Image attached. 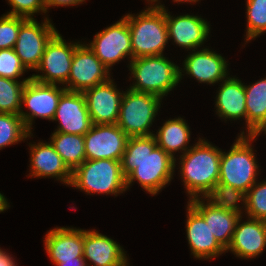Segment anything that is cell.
<instances>
[{
    "mask_svg": "<svg viewBox=\"0 0 266 266\" xmlns=\"http://www.w3.org/2000/svg\"><path fill=\"white\" fill-rule=\"evenodd\" d=\"M176 158L157 146L154 135L132 136L121 159L126 187L137 180L142 188L156 195L173 179Z\"/></svg>",
    "mask_w": 266,
    "mask_h": 266,
    "instance_id": "6da1fadb",
    "label": "cell"
},
{
    "mask_svg": "<svg viewBox=\"0 0 266 266\" xmlns=\"http://www.w3.org/2000/svg\"><path fill=\"white\" fill-rule=\"evenodd\" d=\"M222 150L199 138L190 149L180 155V176L189 200L204 196L219 182Z\"/></svg>",
    "mask_w": 266,
    "mask_h": 266,
    "instance_id": "7a4b0ae2",
    "label": "cell"
},
{
    "mask_svg": "<svg viewBox=\"0 0 266 266\" xmlns=\"http://www.w3.org/2000/svg\"><path fill=\"white\" fill-rule=\"evenodd\" d=\"M138 15L127 14L133 59L143 56L163 55L168 43L165 9L157 8L153 2Z\"/></svg>",
    "mask_w": 266,
    "mask_h": 266,
    "instance_id": "3957f363",
    "label": "cell"
},
{
    "mask_svg": "<svg viewBox=\"0 0 266 266\" xmlns=\"http://www.w3.org/2000/svg\"><path fill=\"white\" fill-rule=\"evenodd\" d=\"M133 80L130 90L151 93L162 99L180 82L179 66L164 55L143 56L129 61Z\"/></svg>",
    "mask_w": 266,
    "mask_h": 266,
    "instance_id": "277c9868",
    "label": "cell"
},
{
    "mask_svg": "<svg viewBox=\"0 0 266 266\" xmlns=\"http://www.w3.org/2000/svg\"><path fill=\"white\" fill-rule=\"evenodd\" d=\"M70 186L89 195L97 193L117 196L127 190L121 161L109 159L85 160L72 171Z\"/></svg>",
    "mask_w": 266,
    "mask_h": 266,
    "instance_id": "5b68a950",
    "label": "cell"
},
{
    "mask_svg": "<svg viewBox=\"0 0 266 266\" xmlns=\"http://www.w3.org/2000/svg\"><path fill=\"white\" fill-rule=\"evenodd\" d=\"M244 133V131L240 133L227 153L221 152L218 183L231 185L247 193L257 182L259 165L252 148L253 140Z\"/></svg>",
    "mask_w": 266,
    "mask_h": 266,
    "instance_id": "8992f818",
    "label": "cell"
},
{
    "mask_svg": "<svg viewBox=\"0 0 266 266\" xmlns=\"http://www.w3.org/2000/svg\"><path fill=\"white\" fill-rule=\"evenodd\" d=\"M160 96L136 92L129 88L124 91L117 125L129 136H149L156 115L161 106Z\"/></svg>",
    "mask_w": 266,
    "mask_h": 266,
    "instance_id": "52a82bcc",
    "label": "cell"
},
{
    "mask_svg": "<svg viewBox=\"0 0 266 266\" xmlns=\"http://www.w3.org/2000/svg\"><path fill=\"white\" fill-rule=\"evenodd\" d=\"M79 43H67L57 32L46 44L40 64L36 68V72L38 70L42 74H33L31 78L41 83L62 84L65 87L69 78L73 54L80 45Z\"/></svg>",
    "mask_w": 266,
    "mask_h": 266,
    "instance_id": "ba28073f",
    "label": "cell"
},
{
    "mask_svg": "<svg viewBox=\"0 0 266 266\" xmlns=\"http://www.w3.org/2000/svg\"><path fill=\"white\" fill-rule=\"evenodd\" d=\"M65 91L64 87L41 83L33 78L26 82L21 105L26 106L30 112L21 110L19 115L30 133L34 118L53 120L61 95Z\"/></svg>",
    "mask_w": 266,
    "mask_h": 266,
    "instance_id": "9c48e42d",
    "label": "cell"
},
{
    "mask_svg": "<svg viewBox=\"0 0 266 266\" xmlns=\"http://www.w3.org/2000/svg\"><path fill=\"white\" fill-rule=\"evenodd\" d=\"M43 21L40 24L35 18H29L21 25L18 33L14 50L27 70H36L46 44L58 32L49 18Z\"/></svg>",
    "mask_w": 266,
    "mask_h": 266,
    "instance_id": "30bf717a",
    "label": "cell"
},
{
    "mask_svg": "<svg viewBox=\"0 0 266 266\" xmlns=\"http://www.w3.org/2000/svg\"><path fill=\"white\" fill-rule=\"evenodd\" d=\"M110 70L125 57L133 59L130 29L127 19H122L97 33L90 44H86Z\"/></svg>",
    "mask_w": 266,
    "mask_h": 266,
    "instance_id": "8fae6325",
    "label": "cell"
},
{
    "mask_svg": "<svg viewBox=\"0 0 266 266\" xmlns=\"http://www.w3.org/2000/svg\"><path fill=\"white\" fill-rule=\"evenodd\" d=\"M128 138L117 124H93L84 135L86 160L121 161Z\"/></svg>",
    "mask_w": 266,
    "mask_h": 266,
    "instance_id": "7c38bea8",
    "label": "cell"
},
{
    "mask_svg": "<svg viewBox=\"0 0 266 266\" xmlns=\"http://www.w3.org/2000/svg\"><path fill=\"white\" fill-rule=\"evenodd\" d=\"M110 78V70L86 44L80 43L73 54L69 78L64 88L68 91L83 92Z\"/></svg>",
    "mask_w": 266,
    "mask_h": 266,
    "instance_id": "4fadbf2b",
    "label": "cell"
},
{
    "mask_svg": "<svg viewBox=\"0 0 266 266\" xmlns=\"http://www.w3.org/2000/svg\"><path fill=\"white\" fill-rule=\"evenodd\" d=\"M116 87L110 78L82 92L92 124H117L124 92Z\"/></svg>",
    "mask_w": 266,
    "mask_h": 266,
    "instance_id": "5bb4252c",
    "label": "cell"
},
{
    "mask_svg": "<svg viewBox=\"0 0 266 266\" xmlns=\"http://www.w3.org/2000/svg\"><path fill=\"white\" fill-rule=\"evenodd\" d=\"M159 9H165V18L168 29V40L173 39L174 44L191 51L199 50L210 32L209 23L195 15H180L173 17L160 1H150ZM157 2V3H156Z\"/></svg>",
    "mask_w": 266,
    "mask_h": 266,
    "instance_id": "9a60e30c",
    "label": "cell"
},
{
    "mask_svg": "<svg viewBox=\"0 0 266 266\" xmlns=\"http://www.w3.org/2000/svg\"><path fill=\"white\" fill-rule=\"evenodd\" d=\"M52 121L59 122L54 132L85 135L93 124L83 93L66 90L61 95Z\"/></svg>",
    "mask_w": 266,
    "mask_h": 266,
    "instance_id": "2e32d148",
    "label": "cell"
},
{
    "mask_svg": "<svg viewBox=\"0 0 266 266\" xmlns=\"http://www.w3.org/2000/svg\"><path fill=\"white\" fill-rule=\"evenodd\" d=\"M191 51L183 61V69L179 68V81L182 80V72L190 75L200 83L215 84L228 77V62L221 54L209 48H199Z\"/></svg>",
    "mask_w": 266,
    "mask_h": 266,
    "instance_id": "e0dca14e",
    "label": "cell"
},
{
    "mask_svg": "<svg viewBox=\"0 0 266 266\" xmlns=\"http://www.w3.org/2000/svg\"><path fill=\"white\" fill-rule=\"evenodd\" d=\"M242 221V216L237 221L230 246V251L242 259L256 258L266 248V221L247 217Z\"/></svg>",
    "mask_w": 266,
    "mask_h": 266,
    "instance_id": "ac0fdd59",
    "label": "cell"
},
{
    "mask_svg": "<svg viewBox=\"0 0 266 266\" xmlns=\"http://www.w3.org/2000/svg\"><path fill=\"white\" fill-rule=\"evenodd\" d=\"M44 239L45 250L54 264L77 261V257H83L84 230L82 229L56 227L48 231Z\"/></svg>",
    "mask_w": 266,
    "mask_h": 266,
    "instance_id": "d6986e66",
    "label": "cell"
},
{
    "mask_svg": "<svg viewBox=\"0 0 266 266\" xmlns=\"http://www.w3.org/2000/svg\"><path fill=\"white\" fill-rule=\"evenodd\" d=\"M83 258L86 266H128L129 264L122 246L96 230H84ZM86 260H89L90 265Z\"/></svg>",
    "mask_w": 266,
    "mask_h": 266,
    "instance_id": "ffe728a7",
    "label": "cell"
},
{
    "mask_svg": "<svg viewBox=\"0 0 266 266\" xmlns=\"http://www.w3.org/2000/svg\"><path fill=\"white\" fill-rule=\"evenodd\" d=\"M186 210V234L191 254L197 259H212L226 252L215 239L209 224L189 203Z\"/></svg>",
    "mask_w": 266,
    "mask_h": 266,
    "instance_id": "44dd1931",
    "label": "cell"
},
{
    "mask_svg": "<svg viewBox=\"0 0 266 266\" xmlns=\"http://www.w3.org/2000/svg\"><path fill=\"white\" fill-rule=\"evenodd\" d=\"M30 145V177H53L70 185L72 171L64 163L50 142L39 141Z\"/></svg>",
    "mask_w": 266,
    "mask_h": 266,
    "instance_id": "7402d4cb",
    "label": "cell"
},
{
    "mask_svg": "<svg viewBox=\"0 0 266 266\" xmlns=\"http://www.w3.org/2000/svg\"><path fill=\"white\" fill-rule=\"evenodd\" d=\"M188 203L204 218L219 244L227 250L230 246L235 227L241 215L215 207L200 198H194Z\"/></svg>",
    "mask_w": 266,
    "mask_h": 266,
    "instance_id": "603a6c76",
    "label": "cell"
},
{
    "mask_svg": "<svg viewBox=\"0 0 266 266\" xmlns=\"http://www.w3.org/2000/svg\"><path fill=\"white\" fill-rule=\"evenodd\" d=\"M221 82L215 101L218 117H222L225 121H227L226 119L237 120L243 118L246 123L244 83L240 79L230 76Z\"/></svg>",
    "mask_w": 266,
    "mask_h": 266,
    "instance_id": "cb8c5ba5",
    "label": "cell"
},
{
    "mask_svg": "<svg viewBox=\"0 0 266 266\" xmlns=\"http://www.w3.org/2000/svg\"><path fill=\"white\" fill-rule=\"evenodd\" d=\"M190 129L186 121L181 118L169 119L158 129L156 134H153L157 146L162 148L166 153L175 158L178 151H182V155L190 149ZM188 145V147H187Z\"/></svg>",
    "mask_w": 266,
    "mask_h": 266,
    "instance_id": "d4e9b609",
    "label": "cell"
},
{
    "mask_svg": "<svg viewBox=\"0 0 266 266\" xmlns=\"http://www.w3.org/2000/svg\"><path fill=\"white\" fill-rule=\"evenodd\" d=\"M50 143L71 171L86 160L84 135L54 132Z\"/></svg>",
    "mask_w": 266,
    "mask_h": 266,
    "instance_id": "484cf974",
    "label": "cell"
},
{
    "mask_svg": "<svg viewBox=\"0 0 266 266\" xmlns=\"http://www.w3.org/2000/svg\"><path fill=\"white\" fill-rule=\"evenodd\" d=\"M245 87L246 134L266 118V77Z\"/></svg>",
    "mask_w": 266,
    "mask_h": 266,
    "instance_id": "4316f807",
    "label": "cell"
},
{
    "mask_svg": "<svg viewBox=\"0 0 266 266\" xmlns=\"http://www.w3.org/2000/svg\"><path fill=\"white\" fill-rule=\"evenodd\" d=\"M201 198L211 207L232 211L241 216L242 208L237 203L242 201V207L246 208V193L227 184L217 183Z\"/></svg>",
    "mask_w": 266,
    "mask_h": 266,
    "instance_id": "83f0119b",
    "label": "cell"
},
{
    "mask_svg": "<svg viewBox=\"0 0 266 266\" xmlns=\"http://www.w3.org/2000/svg\"><path fill=\"white\" fill-rule=\"evenodd\" d=\"M16 81L10 78L0 77V113L18 114L22 110V93L27 81Z\"/></svg>",
    "mask_w": 266,
    "mask_h": 266,
    "instance_id": "f1b7e54d",
    "label": "cell"
},
{
    "mask_svg": "<svg viewBox=\"0 0 266 266\" xmlns=\"http://www.w3.org/2000/svg\"><path fill=\"white\" fill-rule=\"evenodd\" d=\"M20 115L0 113V150L12 144L31 138Z\"/></svg>",
    "mask_w": 266,
    "mask_h": 266,
    "instance_id": "f546056e",
    "label": "cell"
},
{
    "mask_svg": "<svg viewBox=\"0 0 266 266\" xmlns=\"http://www.w3.org/2000/svg\"><path fill=\"white\" fill-rule=\"evenodd\" d=\"M247 28L245 42L266 32V0H247Z\"/></svg>",
    "mask_w": 266,
    "mask_h": 266,
    "instance_id": "4dcf8cb0",
    "label": "cell"
},
{
    "mask_svg": "<svg viewBox=\"0 0 266 266\" xmlns=\"http://www.w3.org/2000/svg\"><path fill=\"white\" fill-rule=\"evenodd\" d=\"M244 210L249 218L266 221V181L256 182L248 190Z\"/></svg>",
    "mask_w": 266,
    "mask_h": 266,
    "instance_id": "1f68e13d",
    "label": "cell"
},
{
    "mask_svg": "<svg viewBox=\"0 0 266 266\" xmlns=\"http://www.w3.org/2000/svg\"><path fill=\"white\" fill-rule=\"evenodd\" d=\"M27 19L9 14L0 17V50L14 48L20 27Z\"/></svg>",
    "mask_w": 266,
    "mask_h": 266,
    "instance_id": "d6a6232c",
    "label": "cell"
},
{
    "mask_svg": "<svg viewBox=\"0 0 266 266\" xmlns=\"http://www.w3.org/2000/svg\"><path fill=\"white\" fill-rule=\"evenodd\" d=\"M26 71L14 48L0 50V77L18 81Z\"/></svg>",
    "mask_w": 266,
    "mask_h": 266,
    "instance_id": "836d02e7",
    "label": "cell"
},
{
    "mask_svg": "<svg viewBox=\"0 0 266 266\" xmlns=\"http://www.w3.org/2000/svg\"><path fill=\"white\" fill-rule=\"evenodd\" d=\"M12 10L7 12L9 15L22 16L25 18H34V14L38 12L45 13L46 0H7Z\"/></svg>",
    "mask_w": 266,
    "mask_h": 266,
    "instance_id": "e575fe53",
    "label": "cell"
},
{
    "mask_svg": "<svg viewBox=\"0 0 266 266\" xmlns=\"http://www.w3.org/2000/svg\"><path fill=\"white\" fill-rule=\"evenodd\" d=\"M86 0H46V9H48L51 6H73V5H79L82 4Z\"/></svg>",
    "mask_w": 266,
    "mask_h": 266,
    "instance_id": "d590c367",
    "label": "cell"
},
{
    "mask_svg": "<svg viewBox=\"0 0 266 266\" xmlns=\"http://www.w3.org/2000/svg\"><path fill=\"white\" fill-rule=\"evenodd\" d=\"M0 266H17L13 257L0 248Z\"/></svg>",
    "mask_w": 266,
    "mask_h": 266,
    "instance_id": "8d00e7d4",
    "label": "cell"
},
{
    "mask_svg": "<svg viewBox=\"0 0 266 266\" xmlns=\"http://www.w3.org/2000/svg\"><path fill=\"white\" fill-rule=\"evenodd\" d=\"M264 131L266 134V118L262 120L255 128L248 134L252 140H255Z\"/></svg>",
    "mask_w": 266,
    "mask_h": 266,
    "instance_id": "74e56055",
    "label": "cell"
},
{
    "mask_svg": "<svg viewBox=\"0 0 266 266\" xmlns=\"http://www.w3.org/2000/svg\"><path fill=\"white\" fill-rule=\"evenodd\" d=\"M55 265L56 266H86V262L83 257H77V261L58 262Z\"/></svg>",
    "mask_w": 266,
    "mask_h": 266,
    "instance_id": "f35d334b",
    "label": "cell"
},
{
    "mask_svg": "<svg viewBox=\"0 0 266 266\" xmlns=\"http://www.w3.org/2000/svg\"><path fill=\"white\" fill-rule=\"evenodd\" d=\"M9 203L5 196L0 193V213L4 212V210H7L9 208Z\"/></svg>",
    "mask_w": 266,
    "mask_h": 266,
    "instance_id": "ab89813d",
    "label": "cell"
},
{
    "mask_svg": "<svg viewBox=\"0 0 266 266\" xmlns=\"http://www.w3.org/2000/svg\"><path fill=\"white\" fill-rule=\"evenodd\" d=\"M149 1H159V0H149ZM174 2H177V3H185V2H188V3H196L200 0H173Z\"/></svg>",
    "mask_w": 266,
    "mask_h": 266,
    "instance_id": "60d3db41",
    "label": "cell"
}]
</instances>
